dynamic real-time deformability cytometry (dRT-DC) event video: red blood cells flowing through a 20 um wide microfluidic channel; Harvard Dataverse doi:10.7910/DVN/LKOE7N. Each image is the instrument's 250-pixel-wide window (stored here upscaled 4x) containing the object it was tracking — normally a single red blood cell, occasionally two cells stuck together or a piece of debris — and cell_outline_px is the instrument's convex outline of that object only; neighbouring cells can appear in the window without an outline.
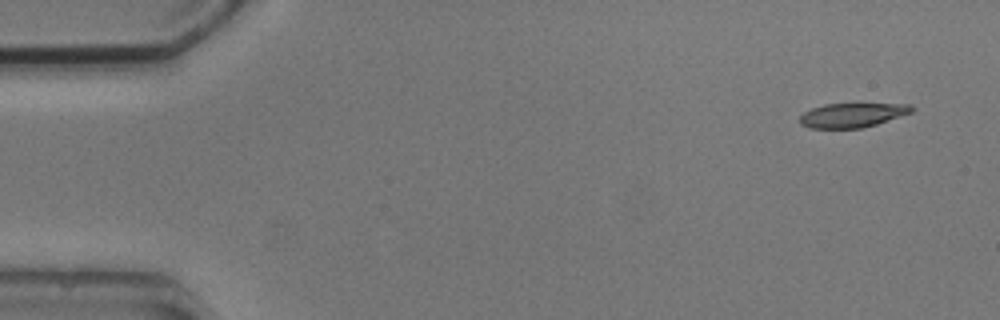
{"species": "common noctule bat (a hibernating species)", "species_latin": "Nyctalus noctula", "temperature_condition": "cold", "stored_images_in_passage": 4, "camera_frame_rate_fps": 3000, "um_per_image_px": 0.085, "animal": {"sex": "male", "body_mass_g": 20.5, "forearm_length_mm": 52.5}, "frame": {"image": 1, "passage_image": 1, "time_ms": 0.0, "image_size_px": [1000, 320], "cell_outline_px": [[916, 108], [912, 112], [876, 124], [860, 128], [808, 128], [800, 124], [800, 116], [804, 112], [812, 108], [824, 104], [912, 104]], "centroid_in_image_um": [72.44, 9.78], "position_along_channel_um": 12.6, "area_um2": 15.78}}